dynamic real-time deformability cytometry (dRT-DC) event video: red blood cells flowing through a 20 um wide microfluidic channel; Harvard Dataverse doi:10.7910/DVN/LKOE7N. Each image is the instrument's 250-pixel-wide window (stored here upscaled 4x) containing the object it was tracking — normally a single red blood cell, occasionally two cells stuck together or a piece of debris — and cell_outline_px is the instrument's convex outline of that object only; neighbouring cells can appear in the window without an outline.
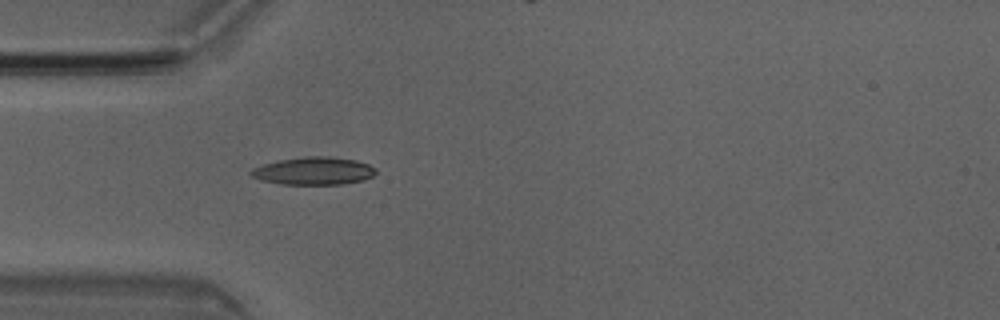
{"species": "Egyptian fruit bat (a non-hibernating species)", "species_latin": "Rousettus aegyptiacus", "temperature_condition": "room temperature", "stored_images_in_passage": 4, "camera_frame_rate_fps": 3000, "um_per_image_px": 0.085, "animal": {"sex": "male"}, "frame": {"image": 1, "passage_image": 4, "time_ms": 1.0, "image_size_px": [1000, 320], "cell_outline_px": [[376, 172], [372, 176], [364, 180], [344, 184], [280, 184], [260, 180], [252, 176], [248, 172], [252, 168], [264, 164], [280, 160], [304, 156], [328, 156], [356, 160], [368, 164], [376, 168]], "centroid_in_image_um": [26.66, 14.53], "position_along_channel_um": 58.3, "area_um2": 20.23}}